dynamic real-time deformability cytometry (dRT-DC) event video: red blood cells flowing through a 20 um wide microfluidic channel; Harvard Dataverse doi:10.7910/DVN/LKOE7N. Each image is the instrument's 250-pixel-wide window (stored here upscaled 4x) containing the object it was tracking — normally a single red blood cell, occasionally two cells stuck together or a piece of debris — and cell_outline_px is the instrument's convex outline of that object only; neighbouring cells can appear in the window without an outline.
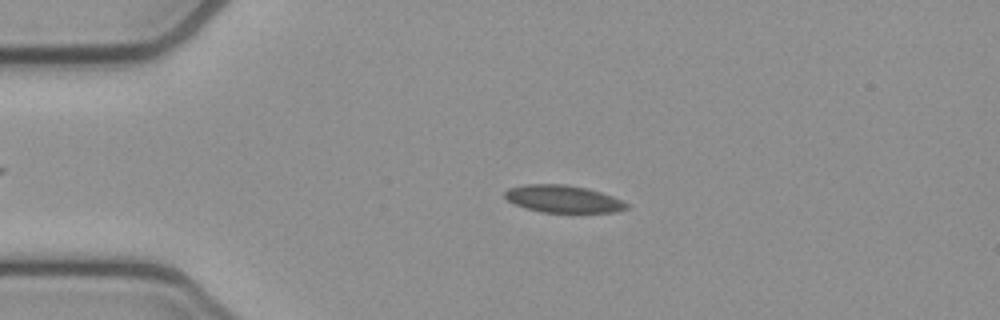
{"species": "common noctule bat (a hibernating species)", "species_latin": "Nyctalus noctula", "temperature_condition": "cold", "stored_images_in_passage": 53, "camera_frame_rate_fps": 3000, "um_per_image_px": 0.085, "animal": {"sex": "female", "body_mass_g": 21.9}, "frame": {"image": 1, "passage_image": 11, "time_ms": 3.333, "image_size_px": [1000, 320], "cell_outline_px": [[628, 208], [616, 212], [540, 212], [516, 204], [508, 200], [504, 196], [504, 192], [508, 188], [524, 184], [564, 184], [588, 188], [612, 196], [628, 204]], "centroid_in_image_um": [47.85, 16.9], "position_along_channel_um": 37.1, "area_um2": 19.25}}
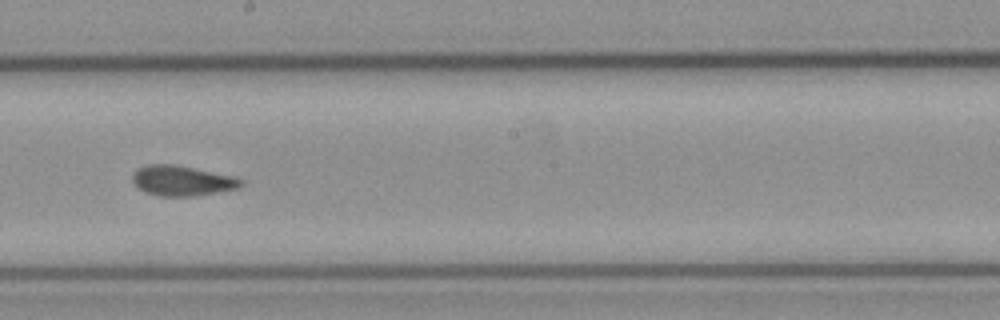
{"frame": {"image": 2, "passage_image": 29, "time_ms": 9.333, "image_size_px": [1000, 320], "cell_outline_px": [[244, 184], [240, 188], [196, 196], [160, 196], [144, 192], [136, 188], [132, 180], [132, 176], [136, 168], [148, 164], [172, 164], [236, 176], [244, 180]], "centroid_in_image_um": [15.48, 15.36], "position_along_channel_um": 232.7, "area_um2": 19.42}}
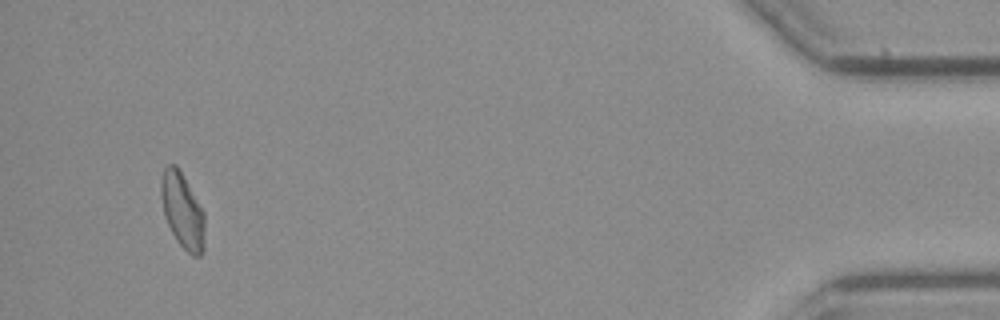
{"frame": {"image": 3, "passage_image": 50, "time_ms": 16.333, "image_size_px": [1000, 320], "cell_outline_px": [[204, 248], [200, 256], [192, 256], [176, 240], [164, 216], [160, 196], [160, 184], [164, 168], [168, 164], [176, 164], [204, 212]], "centroid_in_image_um": [15.49, 17.91], "position_along_channel_um": 419.7, "area_um2": 19.07}, "authors_computed_cell_mechanics": {"area_um2": 19.1896, "velocity_mm_per_s": 3.8205, "shape_relaxation_time_tau1_ms": null, "shape_relaxation_time_tau2_ms": 2.1922, "deformation_change_tau1": null, "deformation_change_tau2": 0.0603}}